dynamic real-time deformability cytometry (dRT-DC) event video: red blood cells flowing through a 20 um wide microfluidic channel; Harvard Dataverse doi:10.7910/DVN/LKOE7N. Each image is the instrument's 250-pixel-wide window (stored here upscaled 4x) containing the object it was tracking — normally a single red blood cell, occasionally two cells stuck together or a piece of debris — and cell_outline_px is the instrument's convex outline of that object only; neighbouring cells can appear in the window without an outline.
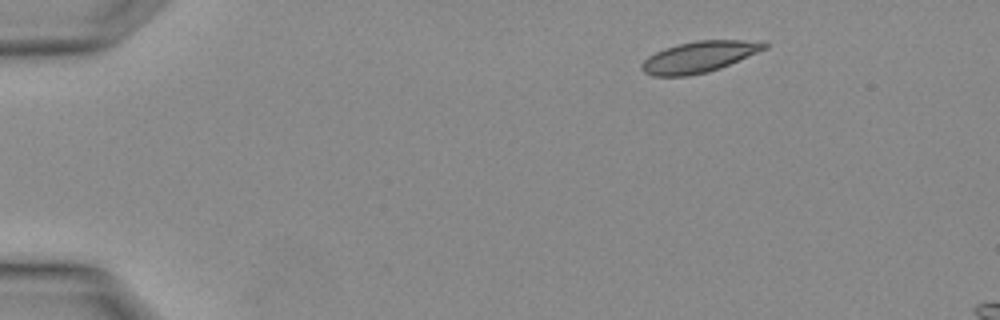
{"species": "Egyptian fruit bat (a non-hibernating species)", "species_latin": "Rousettus aegyptiacus", "temperature_condition": "warm", "stored_images_in_passage": 2, "camera_frame_rate_fps": 3000, "um_per_image_px": 0.085, "animal": {"sex": "female"}, "frame": {"image": 1, "passage_image": 2, "time_ms": 0.333, "image_size_px": [1000, 320], "cell_outline_px": [[768, 48], [720, 68], [708, 72], [688, 76], [652, 76], [644, 72], [640, 68], [640, 64], [648, 56], [656, 52], [680, 44], [696, 40], [764, 40], [768, 44]], "centroid_in_image_um": [59.46, 4.83], "position_along_channel_um": 25.5, "area_um2": 22.31}}